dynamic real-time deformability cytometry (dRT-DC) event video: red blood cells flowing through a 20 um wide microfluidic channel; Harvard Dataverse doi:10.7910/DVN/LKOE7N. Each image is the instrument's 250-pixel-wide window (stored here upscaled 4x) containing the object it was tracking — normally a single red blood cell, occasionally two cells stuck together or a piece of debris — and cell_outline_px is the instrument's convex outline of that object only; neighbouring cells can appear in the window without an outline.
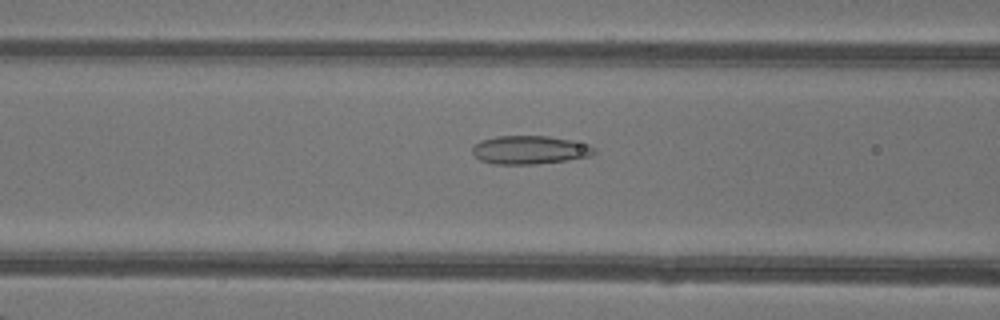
{"species": "common noctule bat (a hibernating species)", "species_latin": "Nyctalus noctula", "temperature_condition": "warm", "stored_images_in_passage": 48, "camera_frame_rate_fps": 3000, "um_per_image_px": 0.085, "animal": {"sex": "female"}, "frame": {"image": 1, "passage_image": 20, "time_ms": 6.333, "image_size_px": [1000, 320], "cell_outline_px": [[596, 152], [588, 156], [564, 160], [536, 164], [496, 164], [480, 160], [472, 152], [472, 148], [480, 140], [496, 136], [548, 136], [572, 140], [588, 144], [596, 148]], "centroid_in_image_um": [45.02, 12.73], "position_along_channel_um": 121.6, "area_um2": 20.06}}
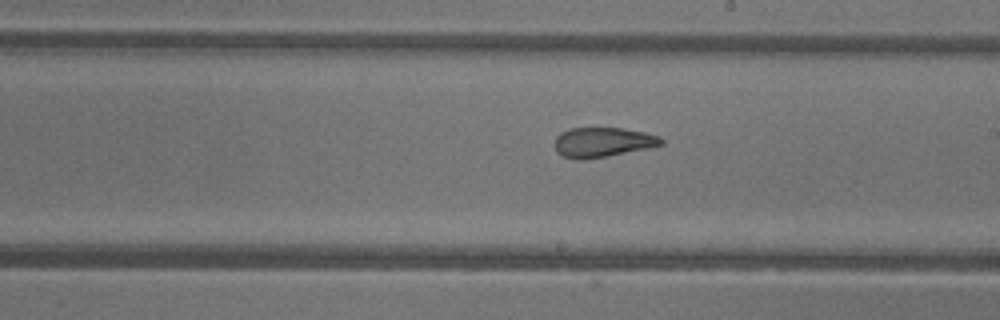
{"frame": {"image": 2, "passage_image": 28, "time_ms": 9.0, "image_size_px": [1000, 320], "cell_outline_px": [[664, 144], [648, 148], [604, 156], [580, 160], [576, 160], [564, 156], [556, 152], [556, 136], [560, 132], [568, 128], [624, 128], [644, 132], [660, 136], [664, 140]], "centroid_in_image_um": [51.23, 12.07], "position_along_channel_um": 237.8, "area_um2": 18.38}}
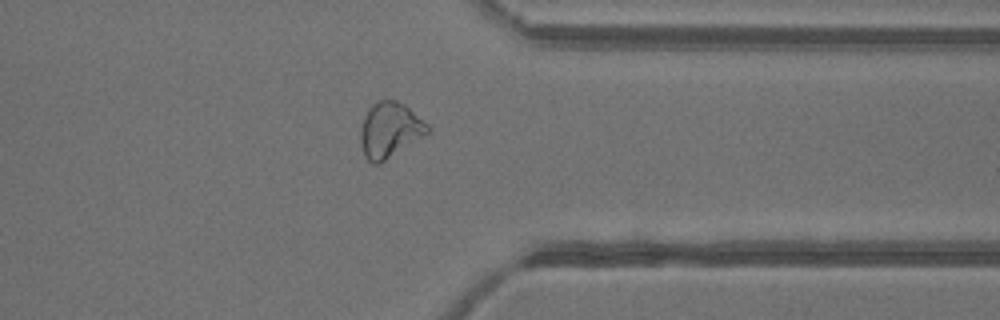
{"frame": {"image": 3, "passage_image": 38, "time_ms": 12.333, "image_size_px": [1000, 320], "cell_outline_px": [[432, 128], [428, 132], [380, 164], [372, 164], [364, 156], [360, 144], [360, 128], [364, 116], [368, 108], [372, 104], [380, 100], [396, 100], [404, 104], [428, 124]], "centroid_in_image_um": [33.09, 11.05], "position_along_channel_um": 378.3, "area_um2": 21.56}, "authors_computed_cell_mechanics": {"area_um2": 22.831, "velocity_mm_per_s": 4.3529, "shape_relaxation_time_tau1_ms": null, "shape_relaxation_time_tau2_ms": 1.5149, "deformation_change_tau1": null, "deformation_change_tau2": 0.0812}}